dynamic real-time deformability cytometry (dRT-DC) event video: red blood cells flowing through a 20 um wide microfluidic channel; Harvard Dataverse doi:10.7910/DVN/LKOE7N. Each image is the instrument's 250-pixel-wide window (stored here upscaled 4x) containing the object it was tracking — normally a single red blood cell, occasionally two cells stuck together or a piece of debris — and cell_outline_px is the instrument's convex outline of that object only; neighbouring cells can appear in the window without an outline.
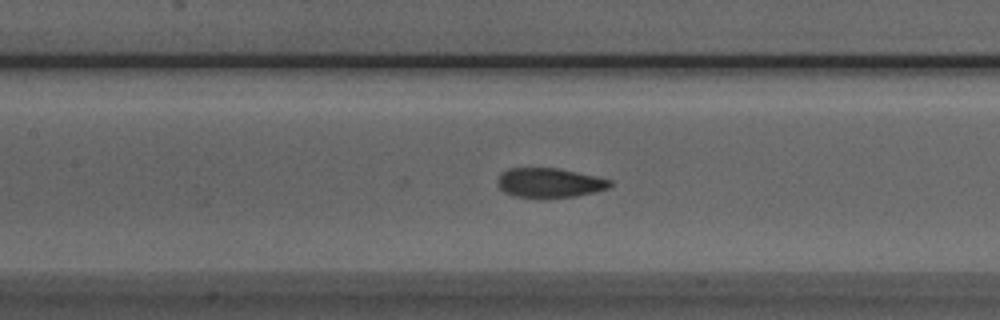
{"species": "Egyptian fruit bat (a non-hibernating species)", "species_latin": "Rousettus aegyptiacus", "temperature_condition": "room temperature", "stored_images_in_passage": 38, "camera_frame_rate_fps": 3000, "um_per_image_px": 0.085, "animal": {"sex": "male"}, "frame": {"image": 1, "passage_image": 8, "time_ms": 2.333, "image_size_px": [1000, 320], "cell_outline_px": [[612, 184], [608, 188], [596, 192], [576, 196], [544, 200], [512, 196], [504, 192], [496, 184], [496, 180], [500, 172], [508, 168], [556, 168], [596, 176], [612, 180]], "centroid_in_image_um": [46.65, 15.57], "position_along_channel_um": 160.7, "area_um2": 20.06}}
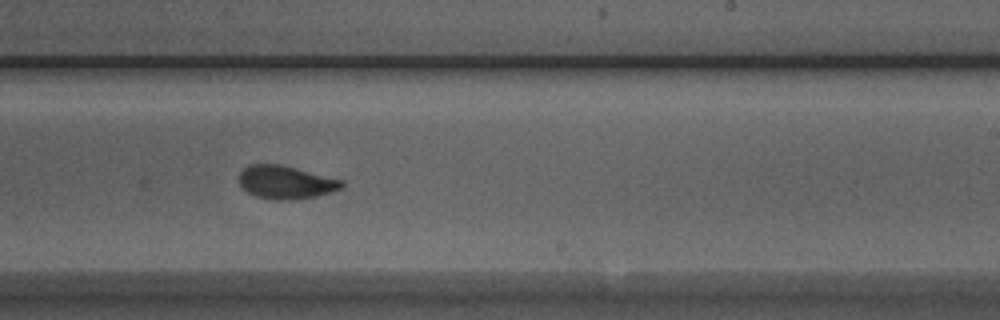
{"frame": {"image": 2, "passage_image": 16, "time_ms": 5.0, "image_size_px": [1000, 320], "cell_outline_px": [[344, 184], [340, 188], [332, 192], [316, 196], [292, 200], [276, 200], [256, 196], [248, 192], [236, 180], [240, 172], [248, 164], [280, 164], [344, 180]], "centroid_in_image_um": [24.27, 15.49], "position_along_channel_um": 264.7, "area_um2": 19.94}}
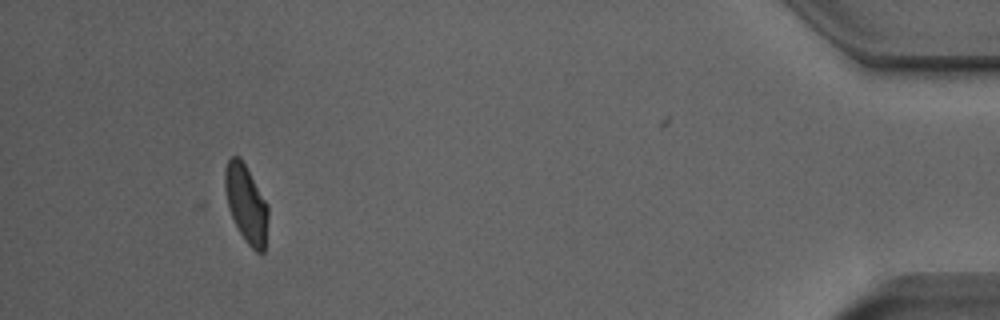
{"frame": {"image": 3, "passage_image": 33, "time_ms": 10.667, "image_size_px": [1000, 320], "cell_outline_px": [[268, 216], [264, 252], [256, 252], [244, 240], [228, 208], [224, 188], [224, 172], [228, 160], [232, 156], [240, 156], [268, 204]], "centroid_in_image_um": [20.92, 17.3], "position_along_channel_um": 414.3, "area_um2": 19.48}}